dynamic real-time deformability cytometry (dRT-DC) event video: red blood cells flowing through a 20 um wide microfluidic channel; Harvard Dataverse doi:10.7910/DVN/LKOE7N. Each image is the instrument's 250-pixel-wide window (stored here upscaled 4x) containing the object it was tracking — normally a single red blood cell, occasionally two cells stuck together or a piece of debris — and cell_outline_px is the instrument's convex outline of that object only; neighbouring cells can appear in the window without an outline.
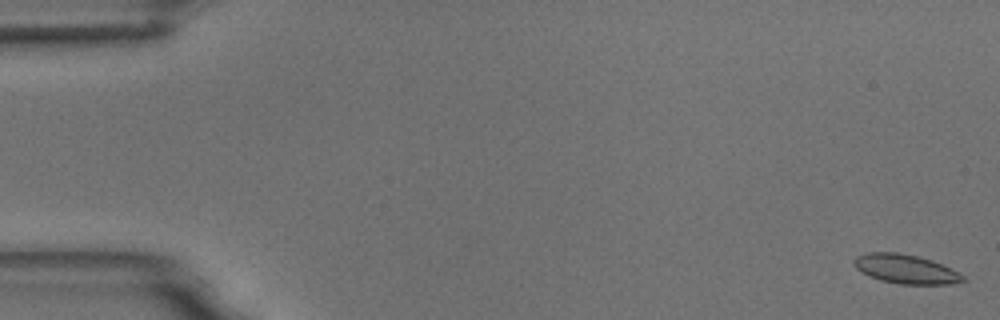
{"species": "common noctule bat (a hibernating species)", "species_latin": "Nyctalus noctula", "temperature_condition": "room temperature", "stored_images_in_passage": 6, "camera_frame_rate_fps": 3000, "um_per_image_px": 0.085, "animal": {"sex": "male", "body_mass_g": 18.8}, "frame": {"image": 1, "passage_image": 1, "time_ms": 0.0, "image_size_px": [1000, 320], "cell_outline_px": [[964, 280], [948, 284], [900, 284], [880, 280], [856, 268], [852, 264], [852, 260], [856, 256], [868, 252], [896, 252], [916, 256], [932, 260], [964, 276]], "centroid_in_image_um": [76.92, 22.85], "position_along_channel_um": 8.1, "area_um2": 18.09}}
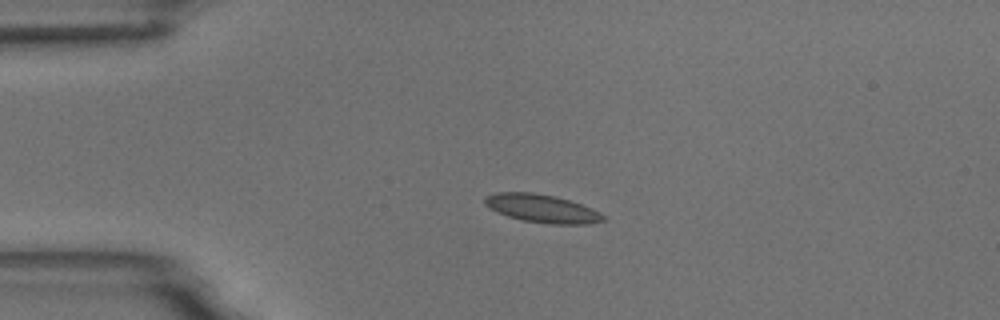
{"frame": {"image": 2, "passage_image": 4, "time_ms": 4.0, "image_size_px": [1000, 320], "cell_outline_px": [[604, 220], [588, 224], [552, 224], [524, 220], [508, 216], [484, 204], [484, 200], [488, 196], [496, 192], [532, 192], [556, 196], [592, 208], [600, 212], [604, 216]], "centroid_in_image_um": [46.1, 17.71], "position_along_channel_um": 38.9, "area_um2": 19.07}}